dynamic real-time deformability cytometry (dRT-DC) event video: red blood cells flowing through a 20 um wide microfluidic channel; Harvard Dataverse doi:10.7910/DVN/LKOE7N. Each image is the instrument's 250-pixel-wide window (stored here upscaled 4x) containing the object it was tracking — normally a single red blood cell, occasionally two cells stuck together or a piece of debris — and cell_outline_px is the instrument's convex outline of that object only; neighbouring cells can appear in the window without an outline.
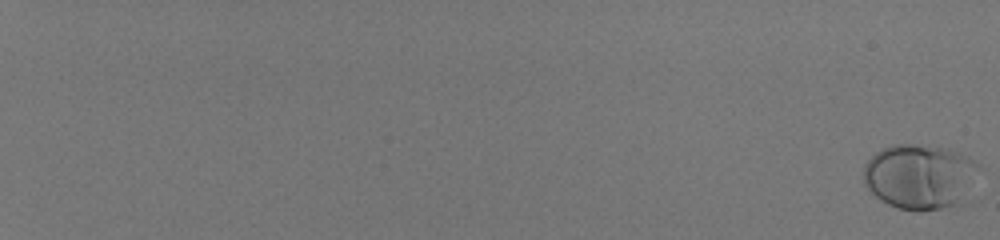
{"species": "human", "species_latin": "Homo sapiens", "temperature_condition": "room temperature", "stored_images_in_passage": 59, "camera_frame_rate_fps": 3000, "um_per_image_px": 0.085, "donor": {"sex": "male"}, "frame": {"image": 1, "passage_image": 1, "time_ms": 0.0, "image_size_px": [1000, 240], "cell_outline_px": [[984, 168], [956, 204], [940, 208], [900, 208], [888, 204], [876, 196], [864, 184], [864, 164], [876, 152], [892, 144], [916, 144], [944, 148], [968, 156], [976, 160]], "centroid_in_image_um": [78.19, 14.94], "position_along_channel_um": 6.8, "area_um2": 42.95}}
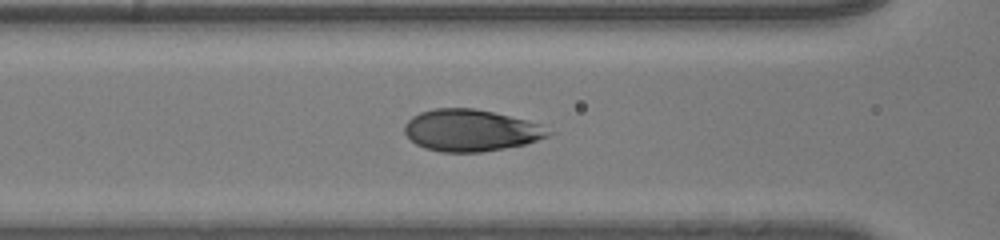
{"frame": {"image": 2, "passage_image": 33, "time_ms": 10.667, "image_size_px": [1000, 240], "cell_outline_px": [[556, 132], [548, 136], [524, 144], [504, 148], [480, 152], [440, 152], [424, 148], [416, 144], [404, 132], [404, 124], [412, 116], [420, 112], [432, 108], [476, 108], [540, 124]], "centroid_in_image_um": [40.0, 11.08], "position_along_channel_um": 126.6, "area_um2": 34.97}}
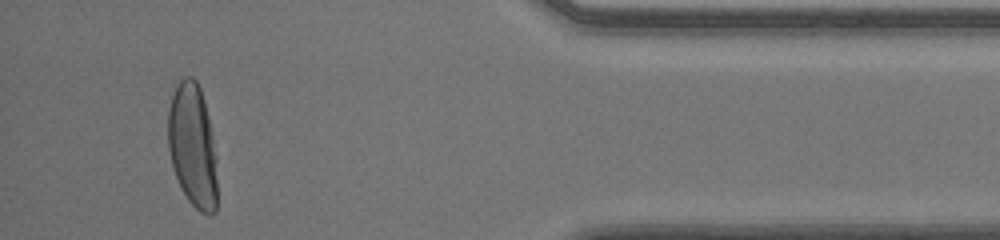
{"frame": {"image": 3, "passage_image": 57, "time_ms": 18.667, "image_size_px": [1000, 240], "cell_outline_px": [[216, 212], [212, 216], [208, 216], [200, 212], [188, 200], [176, 176], [172, 164], [168, 148], [168, 108], [176, 84], [184, 76], [192, 76], [196, 80], [200, 88], [204, 100], [208, 116], [216, 156]], "centroid_in_image_um": [16.37, 12.38], "position_along_channel_um": 418.8, "area_um2": 35.43}, "authors_computed_cell_mechanics": {"area_um2": 36.3562, "velocity_mm_per_s": 4.0463, "shape_relaxation_time_tau1_ms": 7.3129, "shape_relaxation_time_tau2_ms": null, "deformation_change_tau1": 0.2634, "deformation_change_tau2": null}}